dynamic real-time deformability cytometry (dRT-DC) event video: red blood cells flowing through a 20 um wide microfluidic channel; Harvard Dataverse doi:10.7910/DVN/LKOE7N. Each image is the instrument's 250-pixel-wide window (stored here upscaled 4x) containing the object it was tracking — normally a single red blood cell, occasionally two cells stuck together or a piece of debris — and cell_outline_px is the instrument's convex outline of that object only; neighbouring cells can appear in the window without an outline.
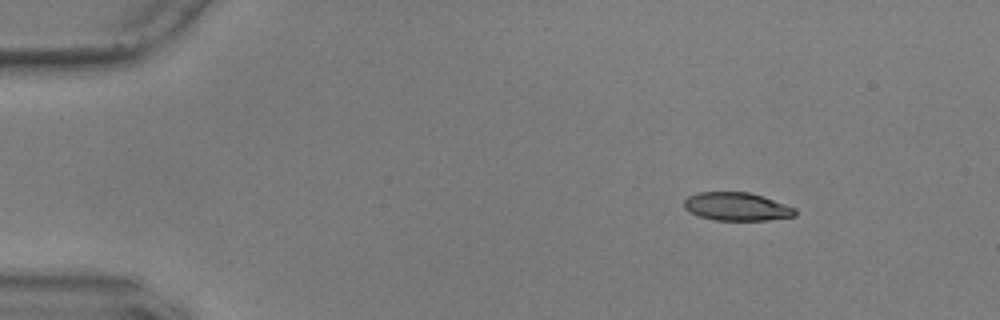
{"species": "common noctule bat (a hibernating species)", "species_latin": "Nyctalus noctula", "temperature_condition": "warm", "stored_images_in_passage": 10, "camera_frame_rate_fps": 3000, "um_per_image_px": 0.085, "animal": {"sex": "male", "body_mass_g": 17.9, "forearm_length_mm": 54.2}, "frame": {"image": 1, "passage_image": 1, "time_ms": 0.0, "image_size_px": [1000, 320], "cell_outline_px": [[796, 216], [768, 220], [716, 220], [700, 216], [688, 212], [684, 208], [684, 200], [688, 196], [696, 192], [748, 192], [764, 196], [796, 208]], "centroid_in_image_um": [62.62, 17.55], "position_along_channel_um": 22.4, "area_um2": 18.38}}